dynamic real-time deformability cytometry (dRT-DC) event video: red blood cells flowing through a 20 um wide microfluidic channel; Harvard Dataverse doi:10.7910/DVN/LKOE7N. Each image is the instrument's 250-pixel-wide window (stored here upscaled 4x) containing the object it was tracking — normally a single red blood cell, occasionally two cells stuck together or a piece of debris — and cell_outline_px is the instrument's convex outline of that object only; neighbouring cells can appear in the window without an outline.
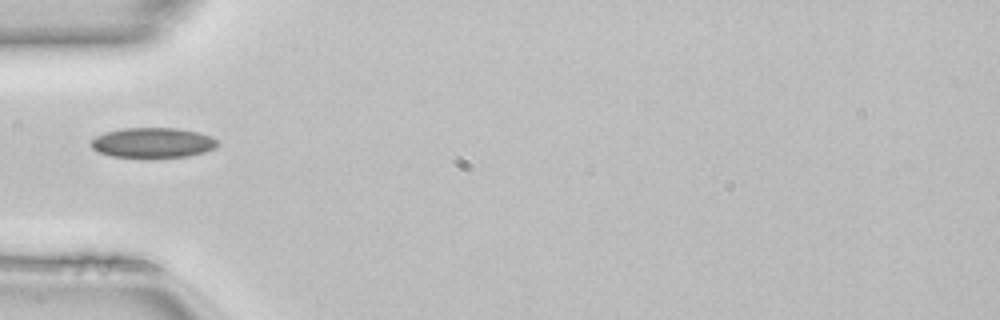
{"species": "common noctule bat (a hibernating species)", "species_latin": "Nyctalus noctula", "temperature_condition": "room temperature", "stored_images_in_passage": 30, "camera_frame_rate_fps": 3000, "um_per_image_px": 0.085, "animal": {"sex": "female", "body_mass_g": 22.7, "forearm_length_mm": 54.2}, "frame": {"image": 1, "passage_image": 1, "time_ms": 0.0, "image_size_px": [1000, 320], "cell_outline_px": [[216, 148], [204, 152], [188, 156], [112, 156], [100, 152], [92, 148], [88, 144], [96, 136], [104, 132], [124, 128], [176, 128], [196, 132], [212, 136], [216, 140]], "centroid_in_image_um": [12.96, 12.11], "position_along_channel_um": 72.0, "area_um2": 21.73}}